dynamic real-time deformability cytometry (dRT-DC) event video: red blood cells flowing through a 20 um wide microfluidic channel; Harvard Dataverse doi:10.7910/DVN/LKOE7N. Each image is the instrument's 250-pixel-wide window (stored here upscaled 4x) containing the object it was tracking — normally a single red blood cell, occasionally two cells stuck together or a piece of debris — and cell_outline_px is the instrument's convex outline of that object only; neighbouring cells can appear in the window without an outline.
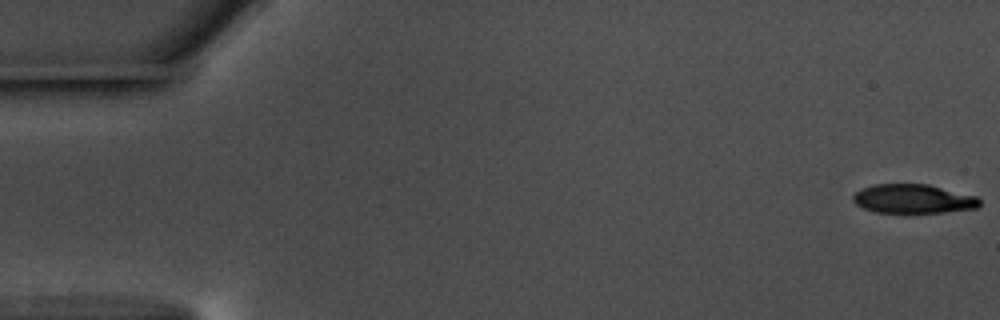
{"species": "common noctule bat (a hibernating species)", "species_latin": "Nyctalus noctula", "temperature_condition": "warm", "stored_images_in_passage": 58, "segment_of_instrument_passage": [1, 2], "camera_frame_rate_fps": 3000, "um_per_image_px": 0.085, "animal": {"sex": "male", "body_mass_g": 17.5, "forearm_length_mm": 52.3}, "frame": {"image": 1, "passage_image": 1, "time_ms": 0.0, "image_size_px": [1000, 320], "cell_outline_px": [[980, 204], [976, 208], [940, 212], [876, 212], [864, 208], [856, 204], [852, 200], [852, 196], [856, 192], [872, 184], [928, 184], [976, 196], [980, 200]], "centroid_in_image_um": [77.61, 16.89], "position_along_channel_um": 7.4, "area_um2": 21.15}}
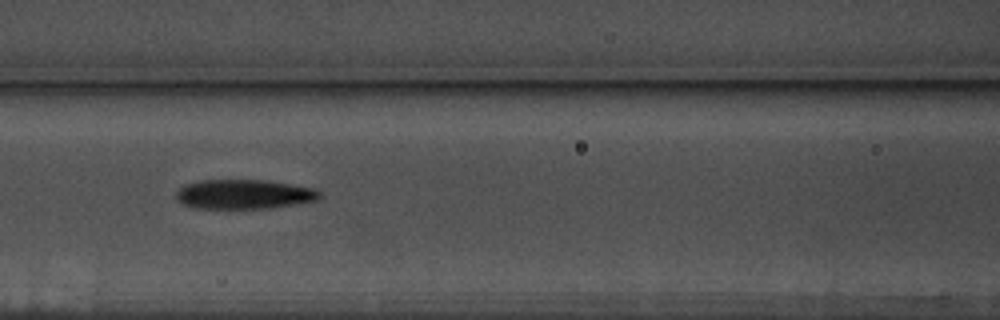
{"frame": {"image": 2, "passage_image": 25, "time_ms": 8.0, "image_size_px": [1000, 320], "cell_outline_px": [[320, 196], [316, 200], [268, 208], [192, 208], [180, 204], [176, 200], [176, 192], [180, 188], [188, 184], [200, 180], [264, 180], [312, 188], [320, 192]], "centroid_in_image_um": [20.65, 16.51], "position_along_channel_um": 145.9, "area_um2": 24.33}}
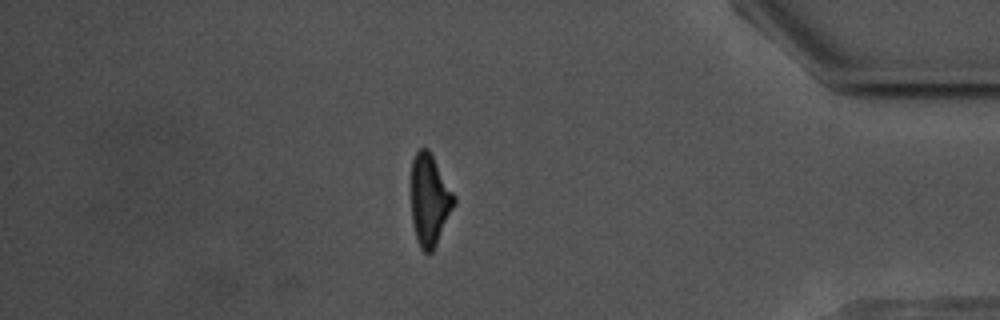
{"frame": {"image": 3, "passage_image": 49, "time_ms": 16.0, "image_size_px": [1000, 320], "cell_outline_px": [[456, 204], [432, 252], [424, 252], [420, 248], [416, 240], [412, 220], [412, 160], [416, 152], [420, 148], [428, 148], [456, 196]], "centroid_in_image_um": [36.53, 17.0], "position_along_channel_um": 398.7, "area_um2": 22.83}}